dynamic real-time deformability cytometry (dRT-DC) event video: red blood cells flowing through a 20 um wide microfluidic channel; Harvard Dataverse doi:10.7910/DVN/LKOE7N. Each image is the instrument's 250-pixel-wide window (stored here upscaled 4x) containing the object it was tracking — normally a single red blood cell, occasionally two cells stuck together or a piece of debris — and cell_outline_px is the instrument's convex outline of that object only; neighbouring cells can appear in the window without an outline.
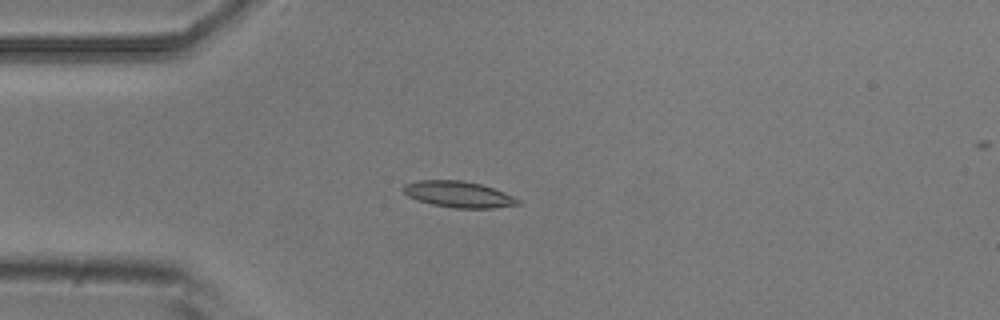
{"species": "common noctule bat (a hibernating species)", "species_latin": "Nyctalus noctula", "temperature_condition": "room temperature", "stored_images_in_passage": 5, "camera_frame_rate_fps": 3000, "um_per_image_px": 0.085, "animal": {"sex": "male", "body_mass_g": 20.5, "forearm_length_mm": 52.5}, "frame": {"image": 1, "passage_image": 3, "time_ms": 0.667, "image_size_px": [1000, 320], "cell_outline_px": [[524, 204], [492, 208], [452, 208], [432, 204], [408, 196], [400, 188], [404, 184], [420, 180], [464, 180], [480, 184], [504, 192], [524, 200]], "centroid_in_image_um": [39.04, 16.52], "position_along_channel_um": 46.0, "area_um2": 17.69}}
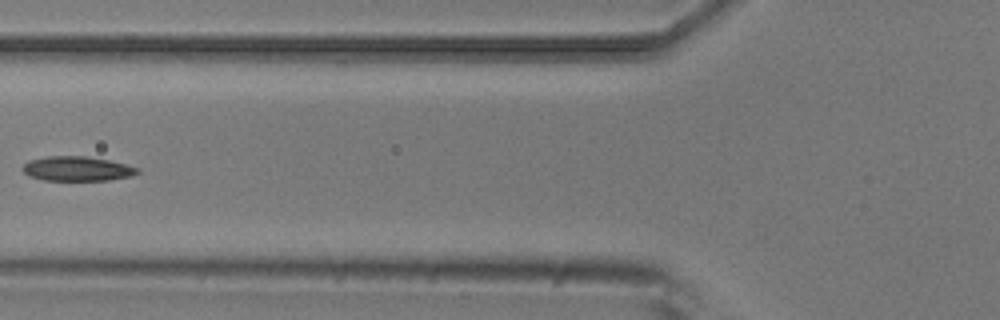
{"frame": {"image": 2, "passage_image": 5, "time_ms": 1.333, "image_size_px": [1000, 320], "cell_outline_px": [[140, 172], [132, 176], [108, 180], [44, 180], [28, 176], [20, 168], [28, 160], [48, 156], [88, 156], [108, 160], [140, 168]], "centroid_in_image_um": [6.54, 14.34], "position_along_channel_um": 119.3, "area_um2": 16.53}}